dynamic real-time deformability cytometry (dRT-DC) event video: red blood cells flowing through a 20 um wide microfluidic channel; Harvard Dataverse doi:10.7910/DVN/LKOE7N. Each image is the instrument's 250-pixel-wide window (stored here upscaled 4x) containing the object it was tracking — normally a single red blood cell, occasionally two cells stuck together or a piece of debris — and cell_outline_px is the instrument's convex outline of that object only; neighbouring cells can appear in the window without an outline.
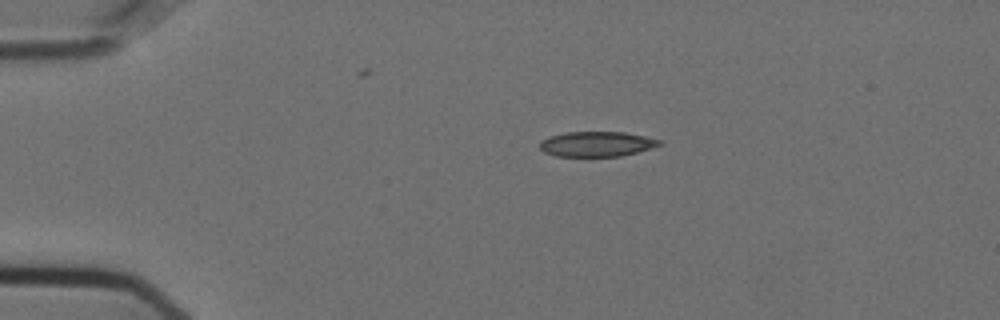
{"species": "Egyptian fruit bat (a non-hibernating species)", "species_latin": "Rousettus aegyptiacus", "temperature_condition": "cold", "stored_images_in_passage": 19, "camera_frame_rate_fps": 3000, "um_per_image_px": 0.085, "animal": {"sex": "female"}, "frame": {"image": 1, "passage_image": 1, "time_ms": 0.0, "image_size_px": [1000, 320], "cell_outline_px": [[664, 144], [636, 152], [620, 156], [556, 156], [544, 152], [540, 148], [540, 140], [548, 136], [564, 132], [624, 132], [664, 140]], "centroid_in_image_um": [50.72, 12.23], "position_along_channel_um": 34.3, "area_um2": 17.57}}
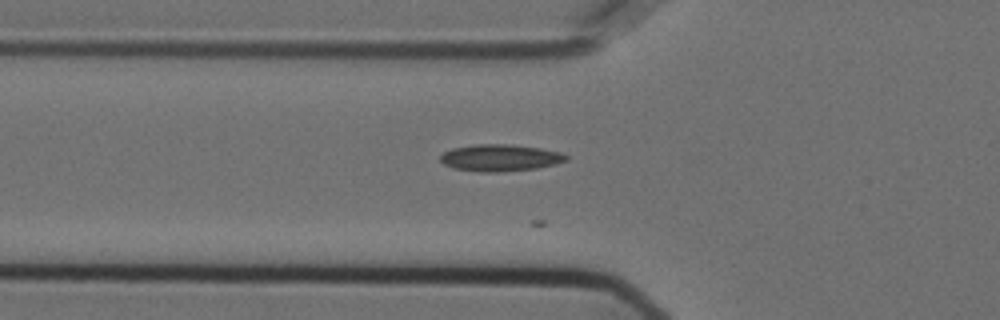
{"frame": {"image": 2, "passage_image": 9, "time_ms": 2.667, "image_size_px": [1000, 320], "cell_outline_px": [[568, 160], [536, 168], [500, 172], [480, 172], [452, 168], [444, 164], [440, 160], [440, 156], [444, 152], [452, 148], [476, 144], [512, 144], [540, 148], [560, 152], [568, 156]], "centroid_in_image_um": [42.48, 13.41], "position_along_channel_um": 83.3, "area_um2": 19.65}}
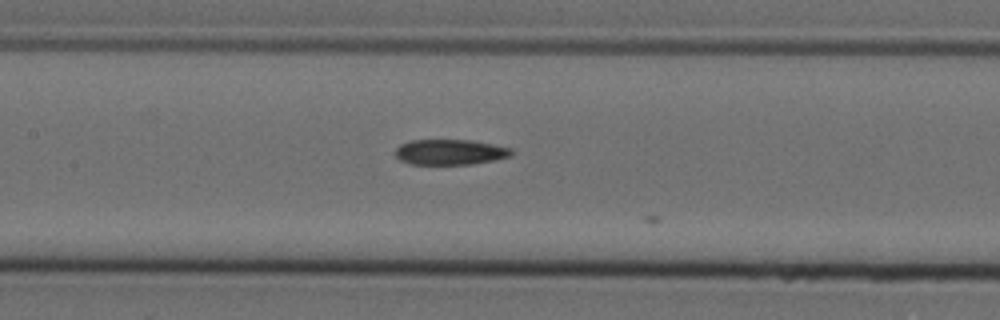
{"frame": {"image": 3, "passage_image": 16, "time_ms": 5.0, "image_size_px": [1000, 320], "cell_outline_px": [[512, 156], [496, 160], [472, 164], [408, 164], [400, 160], [396, 156], [396, 148], [400, 144], [412, 140], [472, 140], [512, 148]], "centroid_in_image_um": [38.27, 12.93], "position_along_channel_um": 169.1, "area_um2": 17.28}}